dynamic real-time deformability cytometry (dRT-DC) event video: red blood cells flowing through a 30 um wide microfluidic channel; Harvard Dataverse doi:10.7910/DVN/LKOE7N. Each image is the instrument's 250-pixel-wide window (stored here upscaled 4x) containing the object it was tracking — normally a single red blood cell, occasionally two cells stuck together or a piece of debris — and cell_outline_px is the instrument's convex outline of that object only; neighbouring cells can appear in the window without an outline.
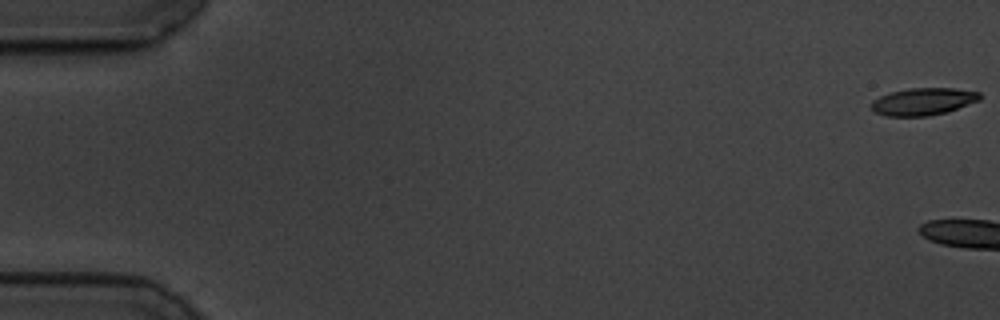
{"species": "common noctule bat (a hibernating species)", "species_latin": "Nyctalus noctula", "temperature_condition": "cold", "stored_images_in_passage": 6, "camera_frame_rate_fps": 3000, "um_per_image_px": 0.085, "animal": {"sex": "male", "body_mass_g": 19.5, "forearm_length_mm": 54.6}, "frame": {"image": 1, "passage_image": 1, "time_ms": 0.0, "image_size_px": [1000, 320], "cell_outline_px": [[980, 100], [948, 112], [928, 116], [884, 116], [876, 112], [872, 108], [872, 100], [880, 96], [892, 92], [908, 88], [956, 88], [980, 92]], "centroid_in_image_um": [78.49, 8.63], "position_along_channel_um": 6.5, "area_um2": 17.28}}